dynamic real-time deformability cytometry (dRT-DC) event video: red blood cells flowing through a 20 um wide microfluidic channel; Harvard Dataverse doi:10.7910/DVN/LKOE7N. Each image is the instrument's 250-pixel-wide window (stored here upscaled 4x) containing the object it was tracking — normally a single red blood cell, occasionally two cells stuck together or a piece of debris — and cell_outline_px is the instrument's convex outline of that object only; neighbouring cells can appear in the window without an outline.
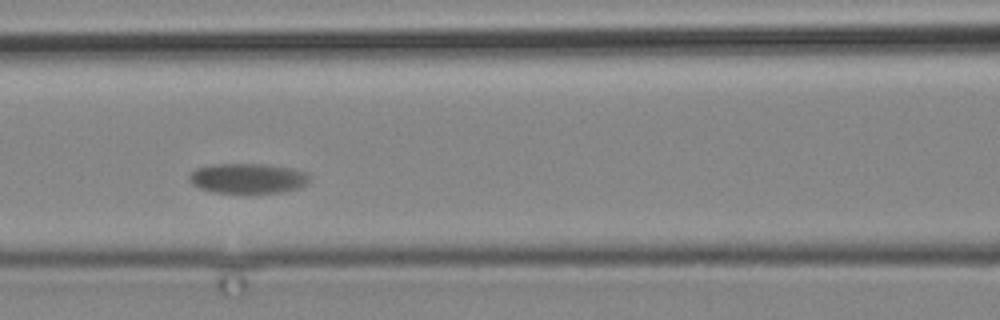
{"species": "common noctule bat (a hibernating species)", "species_latin": "Nyctalus noctula", "temperature_condition": "cold", "stored_images_in_passage": 5, "camera_frame_rate_fps": 3000, "um_per_image_px": 0.085, "animal": {"sex": "male", "body_mass_g": 19.2, "forearm_length_mm": 51.8}, "frame": {"image": 1, "passage_image": 3, "time_ms": 2.333, "image_size_px": [1000, 320], "cell_outline_px": [[308, 184], [300, 188], [284, 192], [212, 192], [200, 188], [192, 184], [188, 180], [188, 176], [196, 168], [212, 164], [260, 164], [288, 168], [304, 172], [308, 176]], "centroid_in_image_um": [21.02, 15.16], "position_along_channel_um": 145.6, "area_um2": 20.81}}
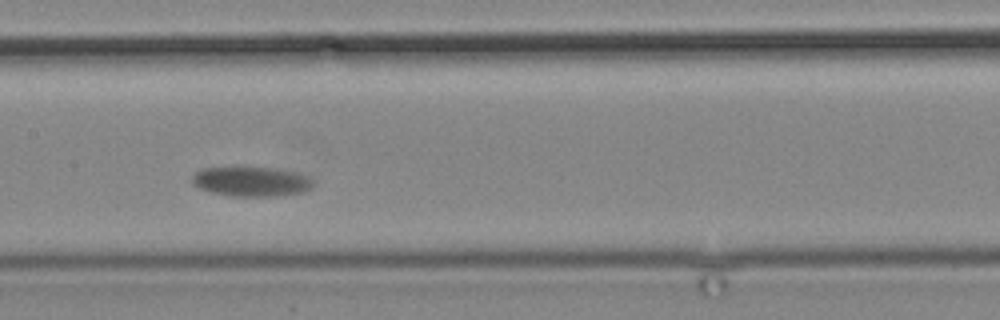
{"frame": {"image": 2, "passage_image": 4, "time_ms": 3.667, "image_size_px": [1000, 320], "cell_outline_px": [[312, 184], [304, 192], [276, 196], [228, 196], [212, 192], [200, 188], [192, 180], [192, 176], [200, 168], [276, 168], [296, 172], [308, 176], [312, 180]], "centroid_in_image_um": [21.37, 15.43], "position_along_channel_um": 186.0, "area_um2": 20.63}}
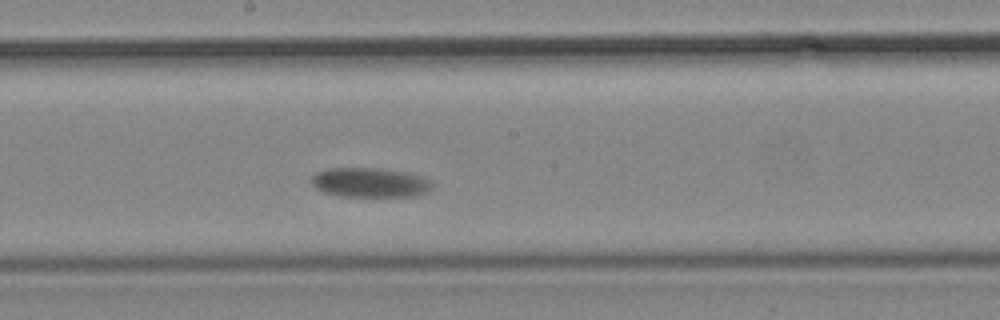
{"frame": {"image": 3, "passage_image": 5, "time_ms": 4.667, "image_size_px": [1000, 320], "cell_outline_px": [[432, 188], [428, 192], [416, 196], [340, 196], [324, 192], [316, 188], [312, 184], [312, 176], [316, 172], [328, 168], [376, 168], [404, 172], [420, 176], [428, 180], [432, 184]], "centroid_in_image_um": [31.43, 15.52], "position_along_channel_um": 216.8, "area_um2": 20.63}}